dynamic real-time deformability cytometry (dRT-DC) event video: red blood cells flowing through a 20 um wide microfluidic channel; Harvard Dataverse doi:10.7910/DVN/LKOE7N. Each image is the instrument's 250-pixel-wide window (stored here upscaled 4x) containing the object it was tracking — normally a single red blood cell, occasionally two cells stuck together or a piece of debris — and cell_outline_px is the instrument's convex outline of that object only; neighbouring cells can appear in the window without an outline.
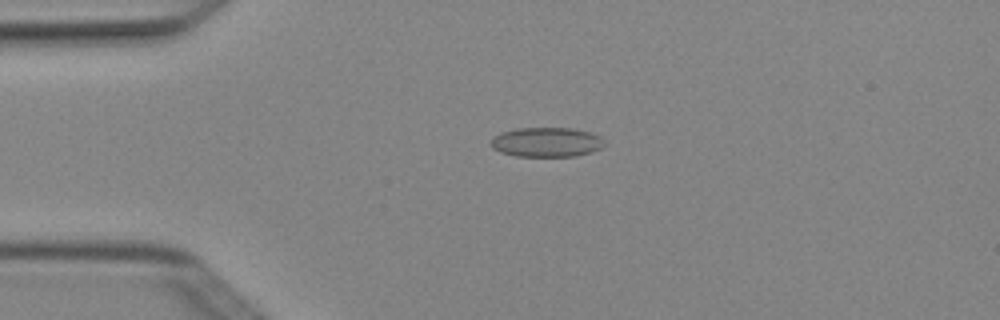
{"species": "Egyptian fruit bat (a non-hibernating species)", "species_latin": "Rousettus aegyptiacus", "temperature_condition": "cold", "stored_images_in_passage": 4, "camera_frame_rate_fps": 3000, "um_per_image_px": 0.085, "animal": {"sex": "female"}, "frame": {"image": 1, "passage_image": 3, "time_ms": 0.667, "image_size_px": [1000, 320], "cell_outline_px": [[604, 144], [600, 148], [592, 152], [576, 156], [516, 156], [500, 152], [492, 148], [488, 144], [500, 132], [516, 128], [572, 128], [588, 132], [600, 136], [604, 140]], "centroid_in_image_um": [46.43, 12.08], "position_along_channel_um": 38.6, "area_um2": 19.59}}